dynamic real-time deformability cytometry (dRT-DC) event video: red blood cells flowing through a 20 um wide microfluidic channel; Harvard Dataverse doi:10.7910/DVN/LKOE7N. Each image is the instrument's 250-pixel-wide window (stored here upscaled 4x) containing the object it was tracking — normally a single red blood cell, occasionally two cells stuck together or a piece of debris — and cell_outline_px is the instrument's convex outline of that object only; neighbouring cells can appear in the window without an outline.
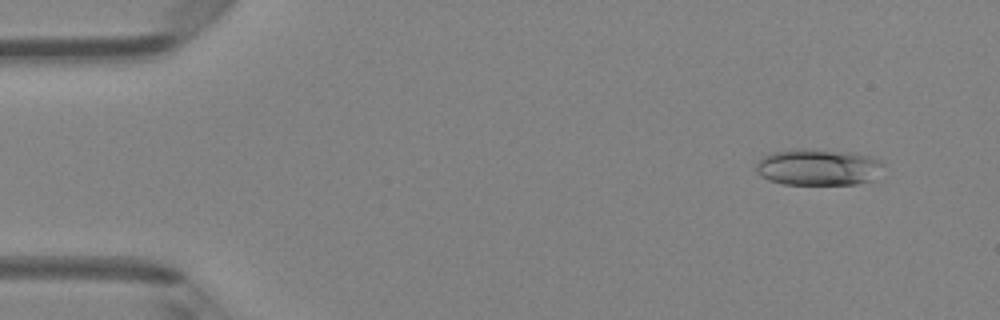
{"species": "Egyptian fruit bat (a non-hibernating species)", "species_latin": "Rousettus aegyptiacus", "temperature_condition": "room temperature", "stored_images_in_passage": 49, "camera_frame_rate_fps": 3000, "um_per_image_px": 0.085, "animal": {"sex": "female"}, "frame": {"image": 1, "passage_image": 4, "time_ms": 1.0, "image_size_px": [1000, 320], "cell_outline_px": [[884, 164], [872, 180], [856, 184], [784, 184], [768, 180], [760, 176], [756, 172], [756, 160], [772, 152], [796, 148], [804, 148], [856, 152], [880, 160]], "centroid_in_image_um": [69.5, 14.19], "position_along_channel_um": 15.5, "area_um2": 27.34}}
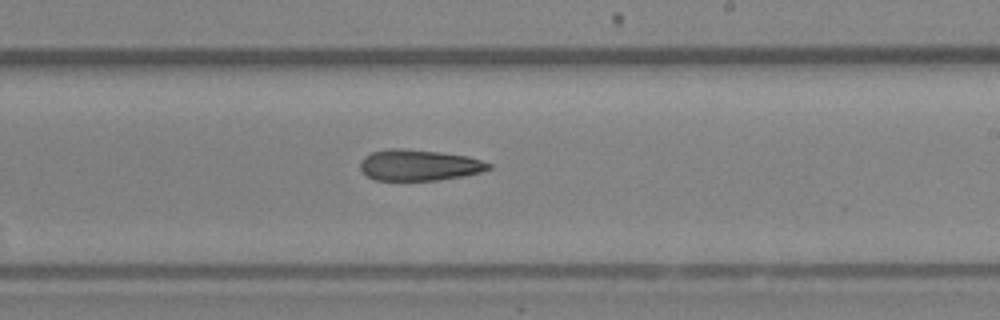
{"frame": {"image": 2, "passage_image": 29, "time_ms": 9.333, "image_size_px": [1000, 320], "cell_outline_px": [[492, 168], [480, 172], [464, 176], [436, 180], [376, 180], [368, 176], [360, 168], [360, 164], [364, 156], [372, 152], [392, 148], [400, 148], [436, 152], [468, 156], [492, 164]], "centroid_in_image_um": [35.63, 14.04], "position_along_channel_um": 253.4, "area_um2": 23.0}}
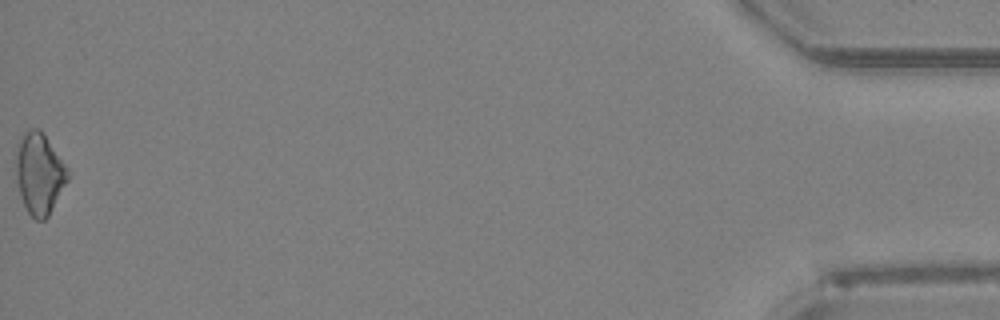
{"frame": {"image": 3, "passage_image": 49, "time_ms": 16.0, "image_size_px": [1000, 320], "cell_outline_px": [[68, 180], [48, 216], [44, 220], [36, 220], [28, 212], [20, 196], [16, 180], [16, 144], [24, 132], [32, 128], [40, 128], [68, 168]], "centroid_in_image_um": [3.33, 14.73], "position_along_channel_um": 431.9, "area_um2": 24.51}, "authors_computed_cell_mechanics": {"area_um2": 24.2182, "velocity_mm_per_s": 4.1453, "shape_relaxation_time_tau1_ms": 6.236, "shape_relaxation_time_tau2_ms": null, "deformation_change_tau1": 0.1371, "deformation_change_tau2": null}}